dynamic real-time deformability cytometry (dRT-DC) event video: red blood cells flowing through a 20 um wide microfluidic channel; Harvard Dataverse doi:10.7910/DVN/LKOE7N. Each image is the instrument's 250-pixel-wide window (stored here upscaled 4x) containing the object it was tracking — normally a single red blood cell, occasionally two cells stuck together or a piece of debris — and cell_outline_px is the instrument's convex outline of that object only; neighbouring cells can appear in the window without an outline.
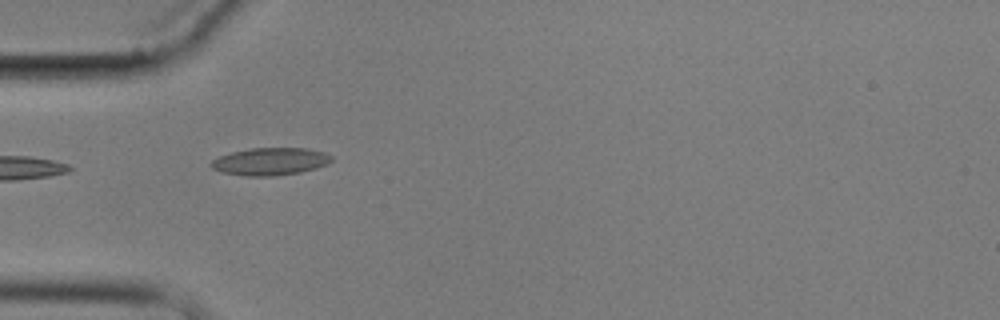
{"species": "common noctule bat (a hibernating species)", "species_latin": "Nyctalus noctula", "temperature_condition": "cold", "stored_images_in_passage": 8, "camera_frame_rate_fps": 3000, "um_per_image_px": 0.085, "animal": {"sex": "male", "body_mass_g": 17.9}, "frame": {"image": 1, "passage_image": 2, "time_ms": 1.0, "image_size_px": [1000, 320], "cell_outline_px": [[332, 160], [328, 164], [316, 168], [300, 172], [272, 176], [248, 176], [220, 172], [212, 168], [208, 164], [212, 160], [220, 156], [232, 152], [248, 148], [308, 148], [324, 152], [332, 156]], "centroid_in_image_um": [22.96, 13.72], "position_along_channel_um": 62.0, "area_um2": 19.36}}
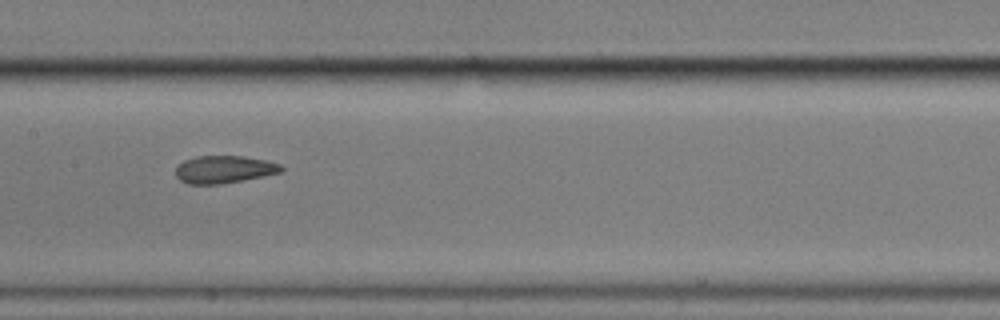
{"frame": {"image": 2, "passage_image": 5, "time_ms": 4.667, "image_size_px": [1000, 320], "cell_outline_px": [[284, 168], [280, 172], [244, 180], [220, 184], [188, 184], [180, 180], [176, 176], [176, 168], [184, 160], [196, 156], [244, 156], [268, 160], [280, 164]], "centroid_in_image_um": [19.05, 14.39], "position_along_channel_um": 188.3, "area_um2": 16.94}}
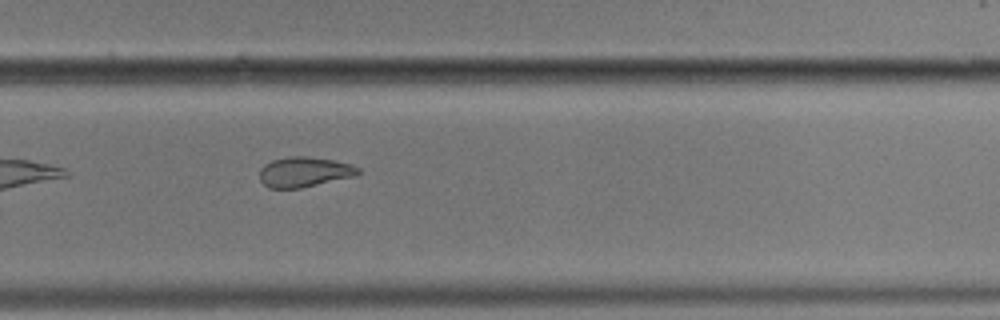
{"frame": {"image": 3, "passage_image": 8, "time_ms": 8.0, "image_size_px": [1000, 320], "cell_outline_px": [[360, 172], [356, 176], [300, 188], [268, 188], [260, 180], [260, 168], [264, 164], [272, 160], [292, 156], [308, 156], [332, 160], [352, 164], [360, 168]], "centroid_in_image_um": [25.87, 14.61], "position_along_channel_um": 303.9, "area_um2": 17.34}}